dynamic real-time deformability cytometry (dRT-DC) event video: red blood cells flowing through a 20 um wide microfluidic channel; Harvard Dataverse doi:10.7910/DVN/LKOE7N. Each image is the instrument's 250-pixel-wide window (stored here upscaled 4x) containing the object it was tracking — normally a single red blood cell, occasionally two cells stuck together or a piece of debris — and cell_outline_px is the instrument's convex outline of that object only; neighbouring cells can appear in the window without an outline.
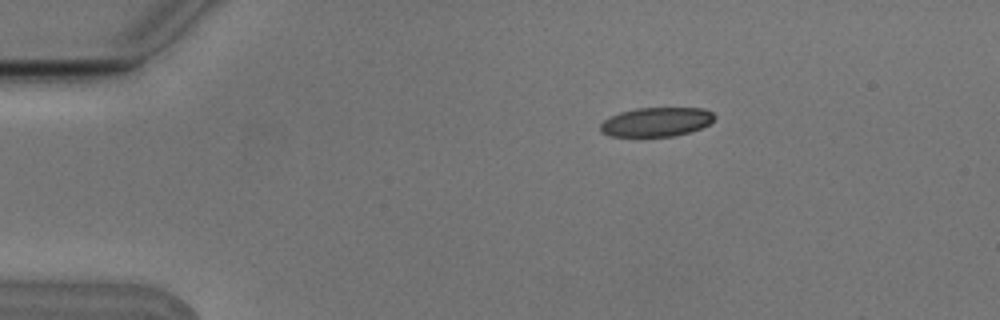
{"species": "Egyptian fruit bat (a non-hibernating species)", "species_latin": "Rousettus aegyptiacus", "temperature_condition": "cold", "stored_images_in_passage": 3, "camera_frame_rate_fps": 3000, "um_per_image_px": 0.085, "animal": {"sex": "male"}, "frame": {"image": 1, "passage_image": 2, "time_ms": 0.333, "image_size_px": [1000, 320], "cell_outline_px": [[716, 116], [708, 124], [700, 128], [676, 136], [608, 136], [600, 132], [600, 124], [604, 120], [620, 112], [636, 108], [704, 108], [712, 112]], "centroid_in_image_um": [55.77, 10.36], "position_along_channel_um": 29.2, "area_um2": 19.31}}